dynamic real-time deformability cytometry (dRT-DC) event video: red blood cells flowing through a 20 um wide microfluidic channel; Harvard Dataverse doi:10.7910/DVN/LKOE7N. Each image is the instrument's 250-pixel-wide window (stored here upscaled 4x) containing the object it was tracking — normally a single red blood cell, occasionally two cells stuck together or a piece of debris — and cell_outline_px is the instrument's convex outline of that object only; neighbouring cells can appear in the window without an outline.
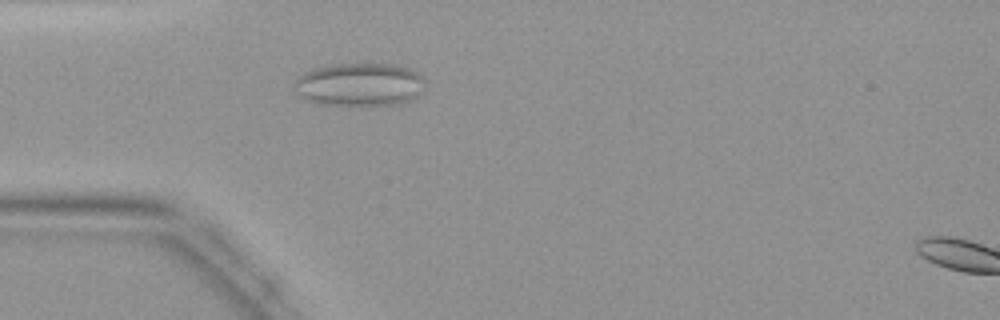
{"species": "common noctule bat (a hibernating species)", "species_latin": "Nyctalus noctula", "temperature_condition": "warm", "stored_images_in_passage": 46, "camera_frame_rate_fps": 3000, "um_per_image_px": 0.085, "animal": {"sex": "female", "body_mass_g": 19.9}, "frame": {"image": 1, "passage_image": 13, "time_ms": 4.0, "image_size_px": [1000, 320], "cell_outline_px": [[424, 80], [420, 92], [412, 100], [400, 104], [316, 104], [300, 96], [296, 92], [296, 80], [304, 72], [328, 64], [392, 64], [412, 68], [420, 72], [424, 76]], "centroid_in_image_um": [30.6, 7.16], "position_along_channel_um": 54.4, "area_um2": 32.77}}
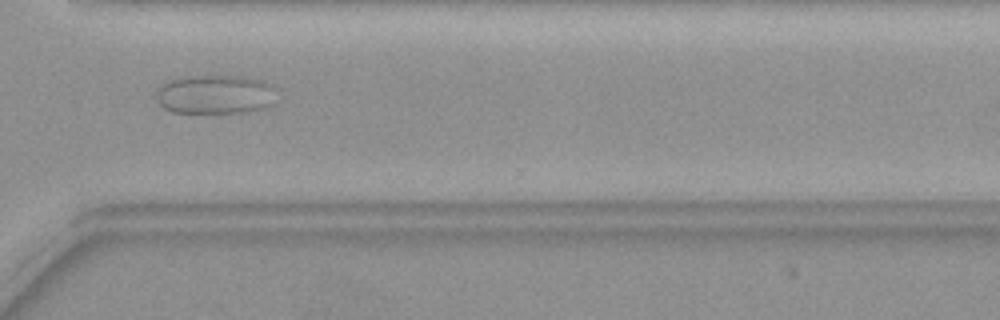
{"frame": {"image": 2, "passage_image": 34, "time_ms": 11.0, "image_size_px": [1000, 320], "cell_outline_px": [[276, 88], [268, 104], [264, 108], [248, 112], [172, 112], [164, 108], [160, 104], [156, 92], [156, 88], [160, 84], [168, 80], [184, 76], [244, 76], [264, 80]], "centroid_in_image_um": [18.24, 8.0], "position_along_channel_um": 352.4, "area_um2": 27.34}}
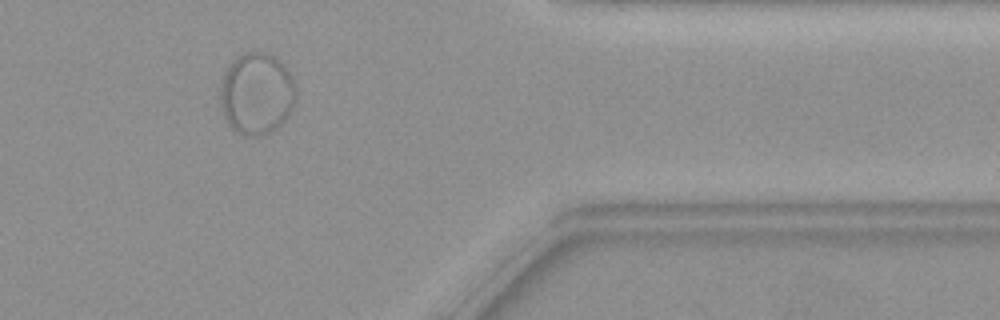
{"frame": {"image": 3, "passage_image": 38, "time_ms": 12.333, "image_size_px": [1000, 320], "cell_outline_px": [[296, 100], [288, 116], [276, 128], [268, 132], [252, 136], [236, 132], [228, 124], [224, 116], [220, 100], [220, 92], [224, 76], [232, 60], [236, 56], [244, 52], [264, 52], [280, 60], [284, 64], [296, 88]], "centroid_in_image_um": [21.82, 7.94], "position_along_channel_um": 389.6, "area_um2": 35.78}}